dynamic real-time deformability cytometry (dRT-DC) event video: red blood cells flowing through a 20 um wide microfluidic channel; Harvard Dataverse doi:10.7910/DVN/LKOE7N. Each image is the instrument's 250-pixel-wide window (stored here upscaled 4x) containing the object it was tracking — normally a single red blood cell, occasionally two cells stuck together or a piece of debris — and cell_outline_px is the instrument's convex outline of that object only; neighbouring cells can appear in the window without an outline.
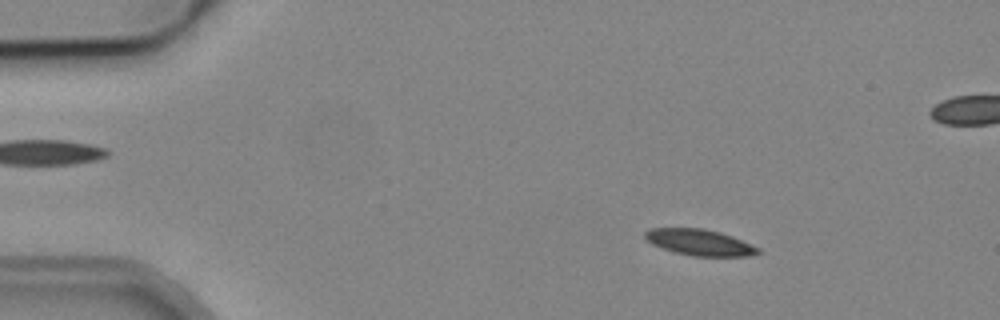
{"species": "common noctule bat (a hibernating species)", "species_latin": "Nyctalus noctula", "temperature_condition": "cold", "stored_images_in_passage": 4, "camera_frame_rate_fps": 3000, "um_per_image_px": 0.085, "animal": {"sex": "male", "body_mass_g": 19.2, "forearm_length_mm": 51.8}, "frame": {"image": 1, "passage_image": 1, "time_ms": 0.0, "image_size_px": [1000, 320], "cell_outline_px": [[760, 252], [748, 256], [692, 256], [676, 252], [652, 244], [644, 240], [644, 232], [648, 228], [704, 228], [720, 232], [732, 236], [760, 248]], "centroid_in_image_um": [59.43, 20.59], "position_along_channel_um": 25.6, "area_um2": 17.22}}